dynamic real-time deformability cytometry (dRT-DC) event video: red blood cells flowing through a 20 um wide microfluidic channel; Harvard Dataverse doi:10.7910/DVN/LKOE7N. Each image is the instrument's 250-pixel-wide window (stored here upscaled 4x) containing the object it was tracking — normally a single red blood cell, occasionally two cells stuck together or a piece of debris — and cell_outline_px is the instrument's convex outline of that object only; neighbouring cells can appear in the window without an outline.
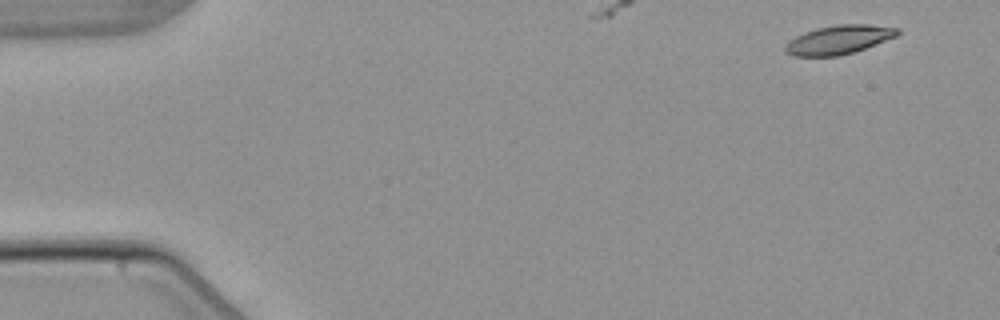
{"species": "common noctule bat (a hibernating species)", "species_latin": "Nyctalus noctula", "temperature_condition": "warm", "stored_images_in_passage": 5, "segment_of_instrument_passage": [1, 2], "camera_frame_rate_fps": 3000, "um_per_image_px": 0.085, "animal": {"sex": "male", "body_mass_g": 21.5, "forearm_length_mm": 52.0}, "frame": {"image": 1, "passage_image": 1, "time_ms": 0.0, "image_size_px": [1000, 320], "cell_outline_px": [[900, 32], [896, 36], [856, 52], [840, 56], [792, 56], [784, 52], [784, 48], [788, 40], [804, 32], [816, 28], [836, 24], [868, 24], [900, 28]], "centroid_in_image_um": [71.28, 3.38], "position_along_channel_um": 13.7, "area_um2": 19.13}}
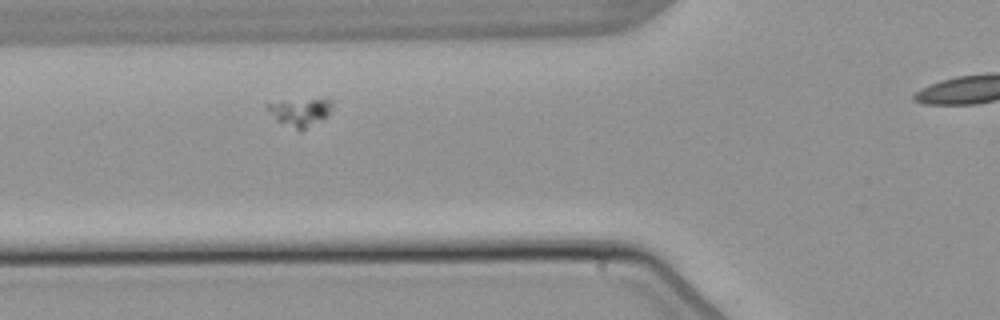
{"frame": {"image": 2, "passage_image": 4, "time_ms": 3.333, "image_size_px": [1000, 320], "cell_outline_px": [[332, 108], [328, 116], [300, 132], [276, 120], [264, 108], [264, 104], [324, 96], [328, 96], [332, 100]], "centroid_in_image_um": [25.56, 9.49], "position_along_channel_um": 100.2, "area_um2": 11.1}}